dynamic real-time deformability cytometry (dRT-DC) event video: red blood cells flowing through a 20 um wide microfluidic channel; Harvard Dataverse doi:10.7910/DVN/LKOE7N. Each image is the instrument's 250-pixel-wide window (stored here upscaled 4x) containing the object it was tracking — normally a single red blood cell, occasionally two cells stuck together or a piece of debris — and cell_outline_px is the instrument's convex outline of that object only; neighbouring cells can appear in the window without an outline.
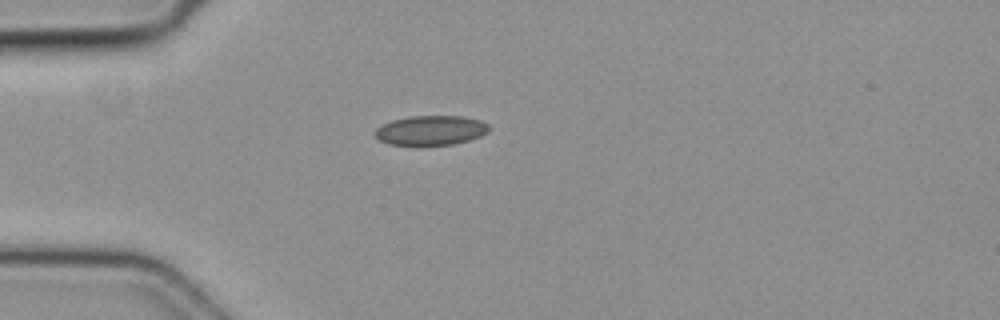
{"species": "common noctule bat (a hibernating species)", "species_latin": "Nyctalus noctula", "temperature_condition": "cold", "stored_images_in_passage": 1, "camera_frame_rate_fps": 3000, "um_per_image_px": 0.085, "animal": {"sex": "female", "body_mass_g": 19.3, "forearm_length_mm": 54.1}, "frame": {"image": 1, "passage_image": 1, "time_ms": 0.0, "image_size_px": [1000, 320], "cell_outline_px": [[488, 132], [480, 136], [456, 144], [388, 144], [380, 140], [376, 136], [376, 128], [380, 124], [392, 120], [412, 116], [460, 116], [480, 120], [488, 124]], "centroid_in_image_um": [36.62, 11.06], "position_along_channel_um": 48.4, "area_um2": 19.36}}